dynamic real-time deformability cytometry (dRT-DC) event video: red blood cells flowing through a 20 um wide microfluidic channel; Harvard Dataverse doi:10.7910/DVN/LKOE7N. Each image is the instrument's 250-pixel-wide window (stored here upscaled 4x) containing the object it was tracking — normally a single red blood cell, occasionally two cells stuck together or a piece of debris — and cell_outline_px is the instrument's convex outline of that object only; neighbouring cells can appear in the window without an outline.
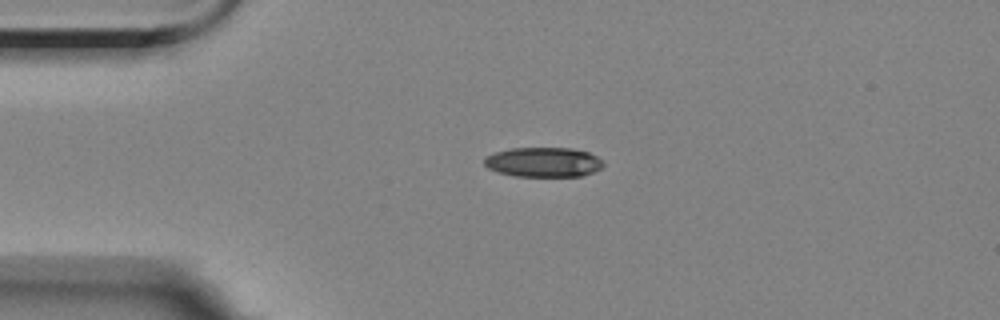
{"species": "Egyptian fruit bat (a non-hibernating species)", "species_latin": "Rousettus aegyptiacus", "temperature_condition": "room temperature", "stored_images_in_passage": 3, "camera_frame_rate_fps": 3000, "um_per_image_px": 0.085, "animal": {"sex": "female"}, "frame": {"image": 1, "passage_image": 1, "time_ms": 0.0, "image_size_px": [1000, 320], "cell_outline_px": [[604, 164], [600, 168], [592, 172], [580, 176], [516, 176], [496, 172], [488, 168], [484, 164], [484, 156], [496, 152], [512, 148], [572, 148], [588, 152], [604, 160]], "centroid_in_image_um": [46.18, 13.78], "position_along_channel_um": 38.8, "area_um2": 20.63}}
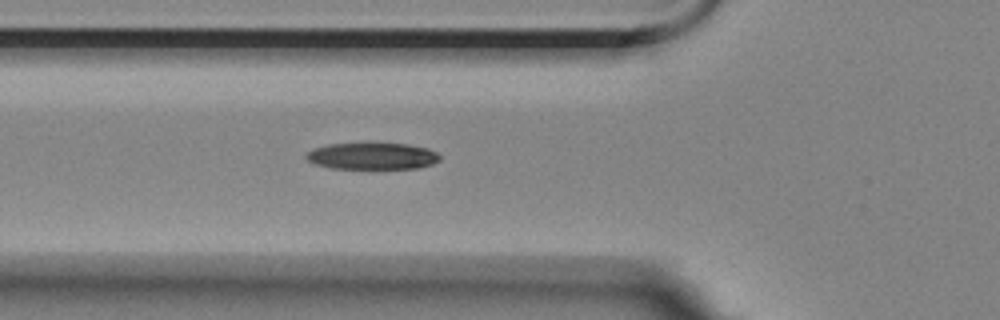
{"frame": {"image": 2, "passage_image": 3, "time_ms": 2.333, "image_size_px": [1000, 320], "cell_outline_px": [[440, 160], [432, 164], [420, 168], [332, 168], [312, 164], [304, 156], [312, 148], [328, 144], [364, 140], [372, 140], [408, 144], [428, 148], [436, 152], [440, 156]], "centroid_in_image_um": [31.61, 13.2], "position_along_channel_um": 94.2, "area_um2": 21.96}}